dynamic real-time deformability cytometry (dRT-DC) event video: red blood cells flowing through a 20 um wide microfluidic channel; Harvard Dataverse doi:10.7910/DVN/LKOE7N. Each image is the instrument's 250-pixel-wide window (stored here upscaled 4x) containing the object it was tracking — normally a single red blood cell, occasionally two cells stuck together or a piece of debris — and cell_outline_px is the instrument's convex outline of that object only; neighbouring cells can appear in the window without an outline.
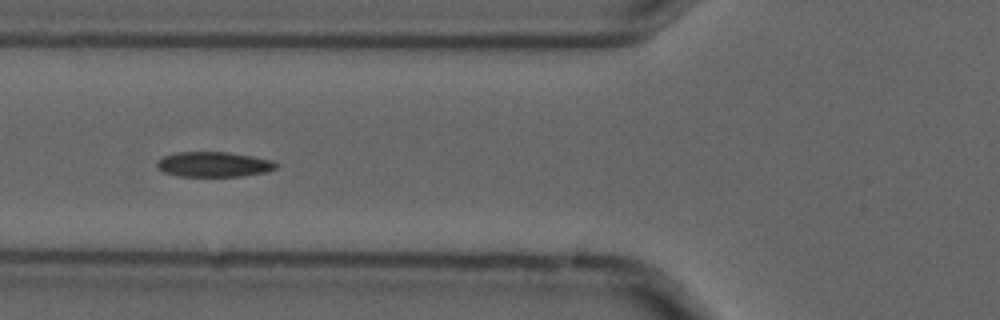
{"species": "common noctule bat (a hibernating species)", "species_latin": "Nyctalus noctula", "temperature_condition": "cold", "stored_images_in_passage": 9, "camera_frame_rate_fps": 3000, "um_per_image_px": 0.085, "animal": {"sex": "male", "forearm_length_mm": 52.5}, "frame": {"image": 1, "passage_image": 7, "time_ms": 2.0, "image_size_px": [1000, 320], "cell_outline_px": [[280, 164], [276, 168], [268, 172], [244, 176], [176, 176], [164, 172], [156, 164], [164, 156], [176, 152], [228, 152], [252, 156], [272, 160]], "centroid_in_image_um": [18.23, 13.97], "position_along_channel_um": 107.6, "area_um2": 17.46}}
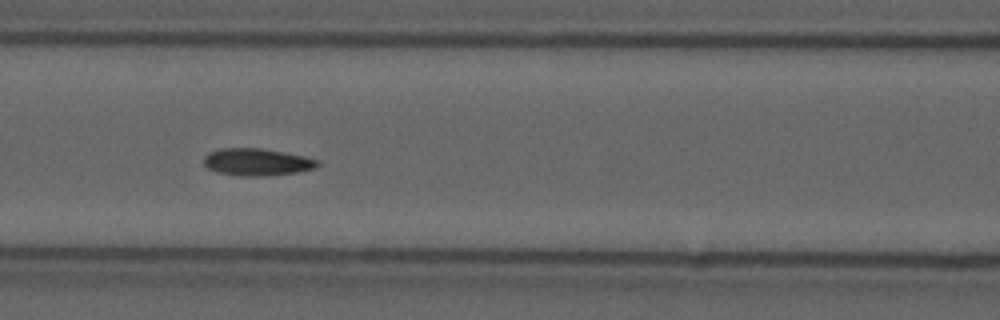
{"frame": {"image": 2, "passage_image": 8, "time_ms": 2.333, "image_size_px": [1000, 320], "cell_outline_px": [[320, 164], [316, 168], [296, 172], [260, 176], [240, 176], [216, 172], [208, 168], [204, 164], [204, 156], [208, 152], [220, 148], [260, 148], [284, 152], [304, 156], [320, 160]], "centroid_in_image_um": [21.83, 13.76], "position_along_channel_um": 144.8, "area_um2": 18.09}}